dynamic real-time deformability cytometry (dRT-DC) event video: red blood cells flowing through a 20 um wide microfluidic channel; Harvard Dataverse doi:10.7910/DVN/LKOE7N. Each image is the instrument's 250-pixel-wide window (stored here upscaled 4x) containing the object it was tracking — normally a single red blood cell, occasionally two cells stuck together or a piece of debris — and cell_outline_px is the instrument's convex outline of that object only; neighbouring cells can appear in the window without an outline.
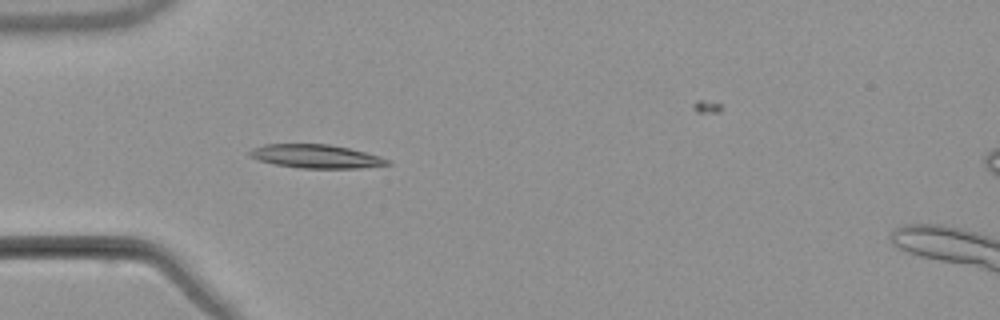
{"species": "common noctule bat (a hibernating species)", "species_latin": "Nyctalus noctula", "temperature_condition": "warm", "stored_images_in_passage": 4, "camera_frame_rate_fps": 3000, "um_per_image_px": 0.085, "animal": {"sex": "male", "body_mass_g": 21.5, "forearm_length_mm": 52.0}, "frame": {"image": 1, "passage_image": 3, "time_ms": 3.667, "image_size_px": [1000, 320], "cell_outline_px": [[392, 164], [360, 168], [300, 168], [276, 164], [260, 160], [248, 156], [248, 152], [252, 148], [264, 144], [328, 144], [348, 148], [380, 156], [388, 160]], "centroid_in_image_um": [26.84, 13.28], "position_along_channel_um": 58.2, "area_um2": 18.79}}